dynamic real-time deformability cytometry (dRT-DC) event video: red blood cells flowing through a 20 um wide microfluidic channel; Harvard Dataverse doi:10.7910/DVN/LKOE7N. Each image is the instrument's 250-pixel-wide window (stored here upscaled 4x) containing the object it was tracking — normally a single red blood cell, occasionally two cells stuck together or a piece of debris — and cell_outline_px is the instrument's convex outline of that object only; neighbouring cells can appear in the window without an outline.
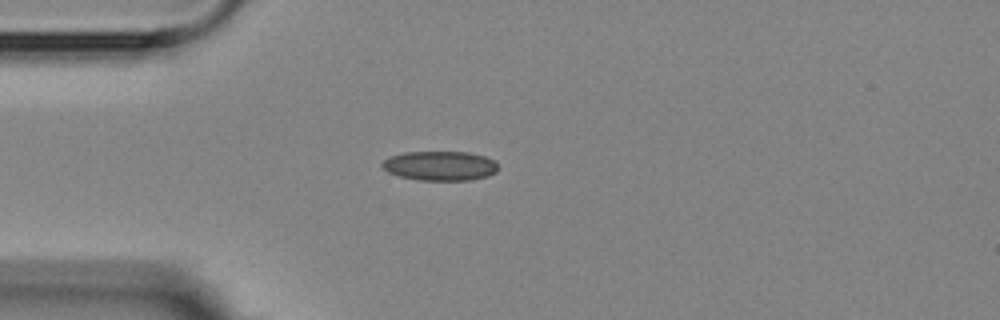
{"species": "Egyptian fruit bat (a non-hibernating species)", "species_latin": "Rousettus aegyptiacus", "temperature_condition": "room temperature", "stored_images_in_passage": 2, "camera_frame_rate_fps": 3000, "um_per_image_px": 0.085, "animal": {"sex": "female"}, "frame": {"image": 1, "passage_image": 1, "time_ms": 0.0, "image_size_px": [1000, 320], "cell_outline_px": [[496, 172], [488, 176], [472, 180], [420, 180], [400, 176], [388, 172], [380, 164], [384, 160], [392, 156], [404, 152], [468, 152], [484, 156], [492, 160], [496, 164]], "centroid_in_image_um": [37.4, 14.09], "position_along_channel_um": 47.6, "area_um2": 19.71}}